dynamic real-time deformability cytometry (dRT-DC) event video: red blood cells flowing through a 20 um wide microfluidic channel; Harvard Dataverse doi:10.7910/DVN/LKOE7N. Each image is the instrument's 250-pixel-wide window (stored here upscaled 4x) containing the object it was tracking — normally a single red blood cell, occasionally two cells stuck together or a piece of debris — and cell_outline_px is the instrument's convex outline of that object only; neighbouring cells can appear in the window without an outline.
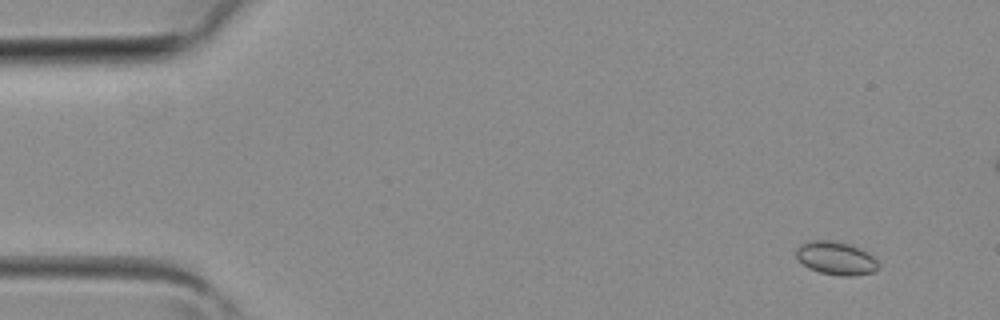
{"species": "common noctule bat (a hibernating species)", "species_latin": "Nyctalus noctula", "temperature_condition": "room temperature", "stored_images_in_passage": 5, "camera_frame_rate_fps": 3000, "um_per_image_px": 0.085, "animal": {"sex": "female", "body_mass_g": 19.3, "forearm_length_mm": 54.1}, "frame": {"image": 1, "passage_image": 2, "time_ms": 0.333, "image_size_px": [1000, 320], "cell_outline_px": [[880, 268], [872, 272], [852, 276], [840, 276], [820, 272], [808, 268], [796, 256], [796, 248], [800, 244], [808, 240], [832, 240], [848, 244], [860, 248], [868, 252], [880, 264]], "centroid_in_image_um": [71.06, 21.94], "position_along_channel_um": 13.9, "area_um2": 16.01}}